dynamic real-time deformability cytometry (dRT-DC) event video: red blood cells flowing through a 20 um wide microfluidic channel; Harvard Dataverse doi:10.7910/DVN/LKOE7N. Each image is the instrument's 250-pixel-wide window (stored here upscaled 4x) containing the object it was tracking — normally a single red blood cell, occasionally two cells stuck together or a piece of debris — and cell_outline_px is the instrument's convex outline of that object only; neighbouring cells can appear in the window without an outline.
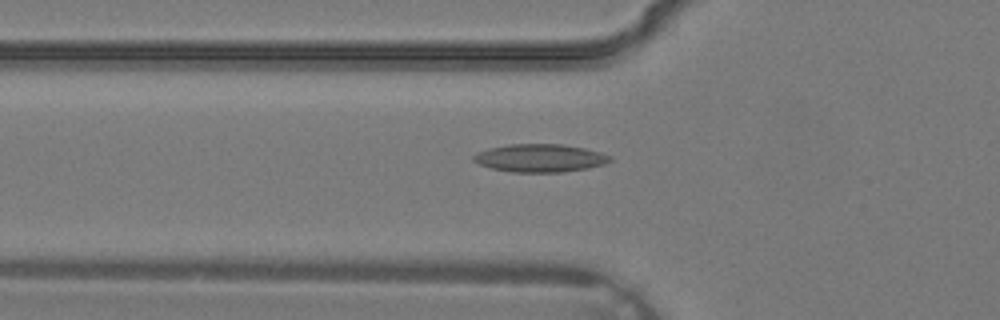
{"species": "common noctule bat (a hibernating species)", "species_latin": "Nyctalus noctula", "temperature_condition": "warm", "stored_images_in_passage": 33, "camera_frame_rate_fps": 3000, "um_per_image_px": 0.085, "animal": {"sex": "male", "body_mass_g": 19.2, "forearm_length_mm": 51.8}, "frame": {"image": 1, "passage_image": 10, "time_ms": 3.0, "image_size_px": [1000, 320], "cell_outline_px": [[612, 160], [604, 164], [588, 168], [564, 172], [512, 172], [492, 168], [480, 164], [472, 160], [472, 156], [476, 152], [488, 148], [508, 144], [564, 144], [584, 148], [600, 152], [612, 156]], "centroid_in_image_um": [45.9, 13.43], "position_along_channel_um": 79.9, "area_um2": 22.37}}
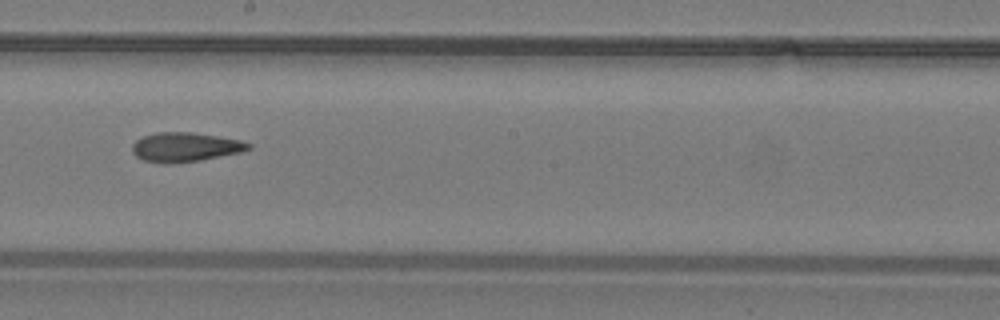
{"frame": {"image": 2, "passage_image": 18, "time_ms": 5.667, "image_size_px": [1000, 320], "cell_outline_px": [[252, 148], [240, 152], [200, 160], [168, 164], [164, 164], [144, 160], [136, 156], [132, 152], [132, 144], [136, 140], [144, 136], [156, 132], [192, 132], [240, 140], [252, 144]], "centroid_in_image_um": [15.72, 12.5], "position_along_channel_um": 232.5, "area_um2": 19.77}}
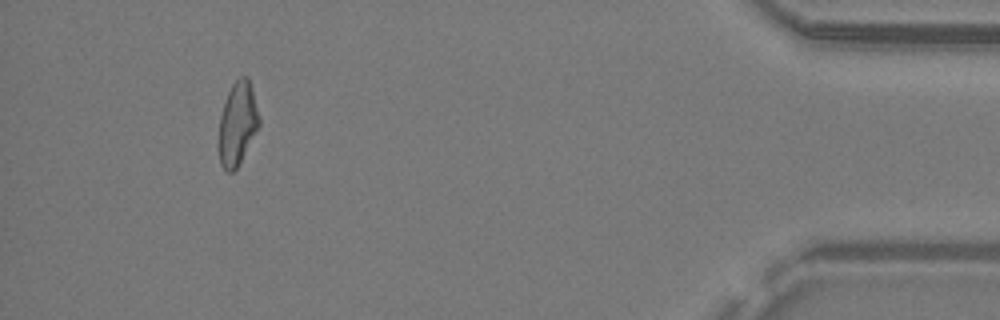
{"frame": {"image": 3, "passage_image": 31, "time_ms": 10.0, "image_size_px": [1000, 320], "cell_outline_px": [[260, 124], [236, 168], [232, 172], [228, 172], [220, 164], [220, 116], [228, 92], [232, 84], [240, 76], [248, 76], [252, 88], [260, 120]], "centroid_in_image_um": [20.2, 10.46], "position_along_channel_um": 415.0, "area_um2": 18.96}}